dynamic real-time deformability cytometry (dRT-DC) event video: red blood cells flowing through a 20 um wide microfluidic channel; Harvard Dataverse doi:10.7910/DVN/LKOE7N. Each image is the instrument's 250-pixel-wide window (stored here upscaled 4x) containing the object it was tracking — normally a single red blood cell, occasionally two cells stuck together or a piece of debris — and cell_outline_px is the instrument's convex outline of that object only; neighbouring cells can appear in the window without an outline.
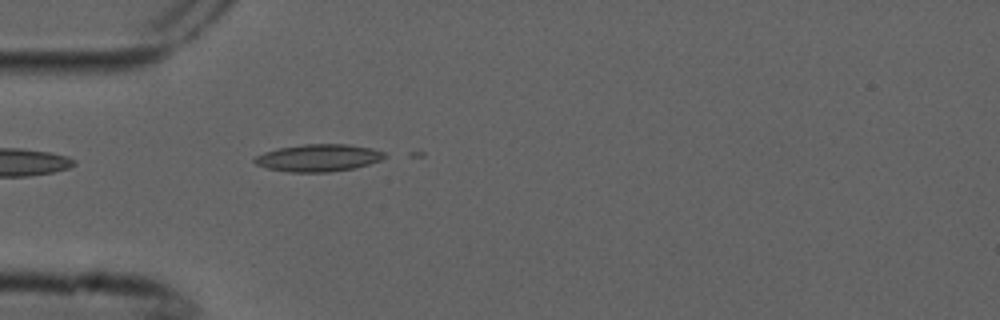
{"species": "common noctule bat (a hibernating species)", "species_latin": "Nyctalus noctula", "temperature_condition": "cold", "stored_images_in_passage": 1, "camera_frame_rate_fps": 3000, "um_per_image_px": 0.085, "animal": {"sex": "male", "forearm_length_mm": 52.5}, "frame": {"image": 1, "passage_image": 1, "time_ms": 0.0, "image_size_px": [1000, 320], "cell_outline_px": [[388, 156], [380, 160], [368, 164], [352, 168], [328, 172], [288, 172], [268, 168], [256, 164], [252, 160], [256, 156], [264, 152], [276, 148], [304, 144], [348, 144], [372, 148], [384, 152]], "centroid_in_image_um": [27.05, 13.41], "position_along_channel_um": 57.9, "area_um2": 20.63}}